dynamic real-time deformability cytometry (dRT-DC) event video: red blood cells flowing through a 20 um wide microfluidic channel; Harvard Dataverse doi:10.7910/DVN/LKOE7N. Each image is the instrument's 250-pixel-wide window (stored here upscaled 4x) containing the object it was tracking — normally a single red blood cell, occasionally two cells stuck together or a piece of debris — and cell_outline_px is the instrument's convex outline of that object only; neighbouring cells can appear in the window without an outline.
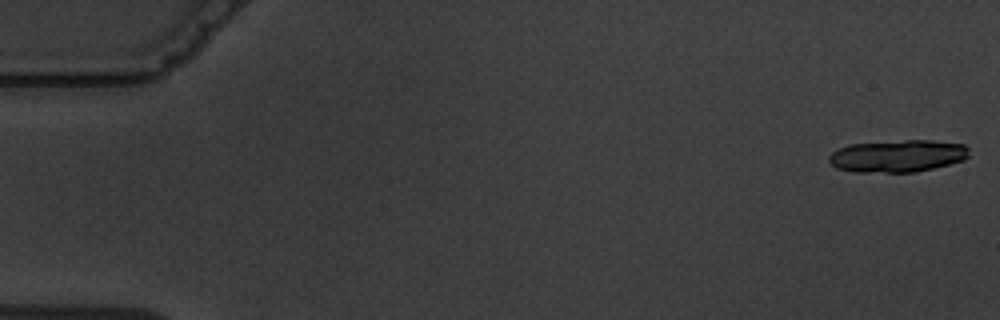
{"species": "common noctule bat (a hibernating species)", "species_latin": "Nyctalus noctula", "temperature_condition": "warm", "stored_images_in_passage": 6, "camera_frame_rate_fps": 3000, "um_per_image_px": 0.085, "animal": {"sex": "male", "body_mass_g": 19.5, "forearm_length_mm": 54.6}, "frame": {"image": 1, "passage_image": 1, "time_ms": 0.0, "image_size_px": [1000, 320], "cell_outline_px": [[968, 156], [964, 160], [916, 172], [856, 172], [836, 168], [828, 160], [828, 156], [836, 148], [848, 144], [904, 140], [932, 140], [964, 144], [968, 148]], "centroid_in_image_um": [76.26, 13.25], "position_along_channel_um": 8.7, "area_um2": 26.47}}